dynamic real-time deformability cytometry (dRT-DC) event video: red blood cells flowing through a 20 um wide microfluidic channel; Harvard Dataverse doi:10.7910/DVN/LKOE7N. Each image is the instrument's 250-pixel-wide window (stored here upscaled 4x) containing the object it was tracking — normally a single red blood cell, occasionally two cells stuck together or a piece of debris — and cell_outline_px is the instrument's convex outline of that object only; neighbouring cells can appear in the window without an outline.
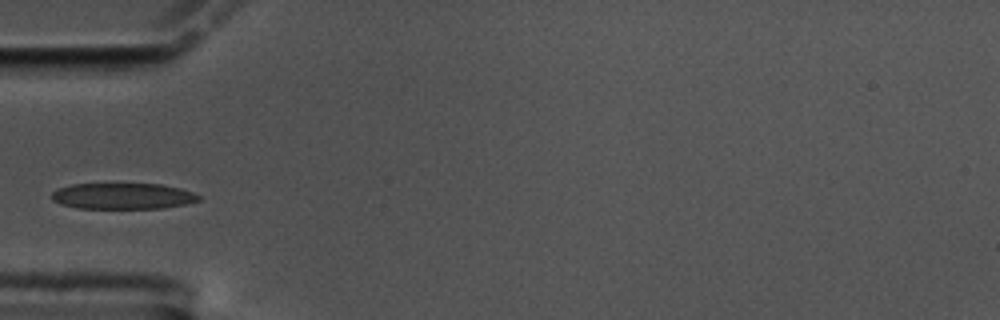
{"species": "common noctule bat (a hibernating species)", "species_latin": "Nyctalus noctula", "temperature_condition": "cold", "stored_images_in_passage": 41, "camera_frame_rate_fps": 3000, "um_per_image_px": 0.085, "animal": {"sex": "male", "body_mass_g": 17.5, "forearm_length_mm": 52.3}, "frame": {"image": 1, "passage_image": 1, "time_ms": 0.0, "image_size_px": [1000, 320], "cell_outline_px": [[200, 200], [184, 204], [164, 208], [76, 208], [60, 204], [52, 200], [52, 192], [56, 188], [72, 184], [160, 184], [180, 188], [192, 192], [200, 196]], "centroid_in_image_um": [10.4, 16.66], "position_along_channel_um": 74.6, "area_um2": 22.31}}
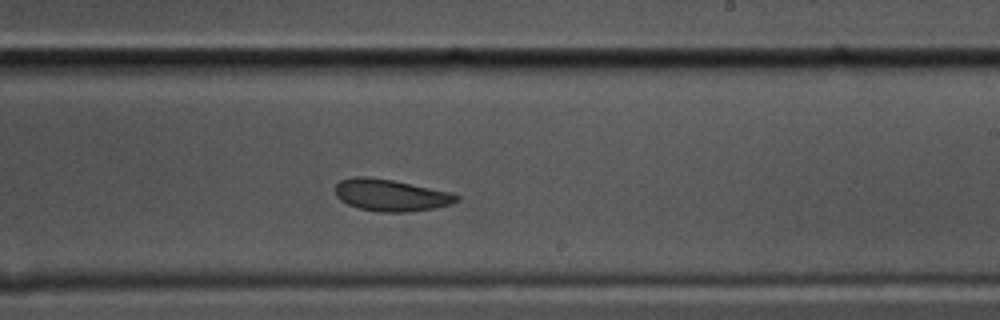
{"frame": {"image": 2, "passage_image": 17, "time_ms": 5.333, "image_size_px": [1000, 320], "cell_outline_px": [[460, 200], [452, 204], [436, 208], [408, 212], [380, 212], [360, 208], [348, 204], [340, 200], [336, 196], [332, 188], [340, 180], [356, 176], [364, 176], [392, 180], [452, 192], [460, 196]], "centroid_in_image_um": [33.22, 16.59], "position_along_channel_um": 255.8, "area_um2": 22.77}}
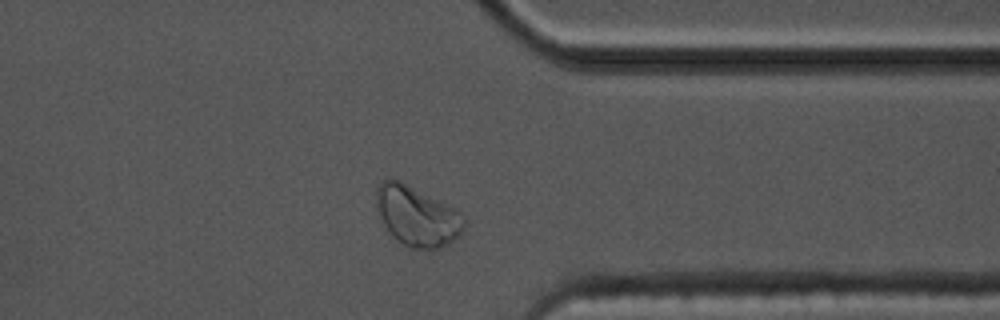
{"frame": {"image": 3, "passage_image": 28, "time_ms": 9.0, "image_size_px": [1000, 320], "cell_outline_px": [[464, 228], [452, 240], [440, 248], [432, 252], [412, 248], [404, 244], [392, 236], [384, 224], [380, 216], [376, 204], [376, 188], [384, 180], [392, 176], [456, 208], [460, 212], [464, 220]], "centroid_in_image_um": [35.43, 18.36], "position_along_channel_um": 376.0, "area_um2": 30.75}}